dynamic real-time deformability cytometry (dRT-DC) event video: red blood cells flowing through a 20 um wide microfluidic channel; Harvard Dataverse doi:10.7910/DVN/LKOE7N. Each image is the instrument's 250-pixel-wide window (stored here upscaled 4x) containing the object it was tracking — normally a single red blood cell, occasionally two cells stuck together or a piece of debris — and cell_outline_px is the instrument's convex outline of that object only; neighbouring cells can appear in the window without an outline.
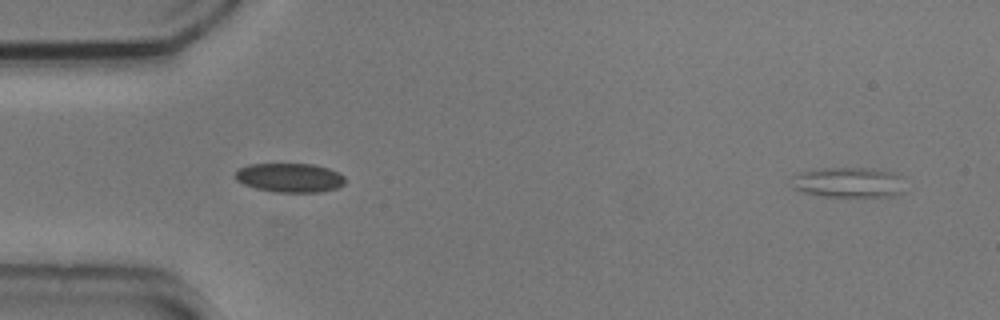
{"species": "common noctule bat (a hibernating species)", "species_latin": "Nyctalus noctula", "temperature_condition": "cold", "stored_images_in_passage": 42, "camera_frame_rate_fps": 3000, "um_per_image_px": 0.085, "animal": {"sex": "male", "body_mass_g": 20.5, "forearm_length_mm": 52.5}, "frame": {"image": 1, "passage_image": 1, "time_ms": 0.0, "image_size_px": [1000, 320], "cell_outline_px": [[904, 192], [896, 196], [824, 196], [804, 192], [792, 188], [788, 184], [792, 176], [800, 172], [812, 168], [872, 168], [892, 172], [900, 176]], "centroid_in_image_um": [72.06, 15.49], "position_along_channel_um": 12.9, "area_um2": 20.29}}
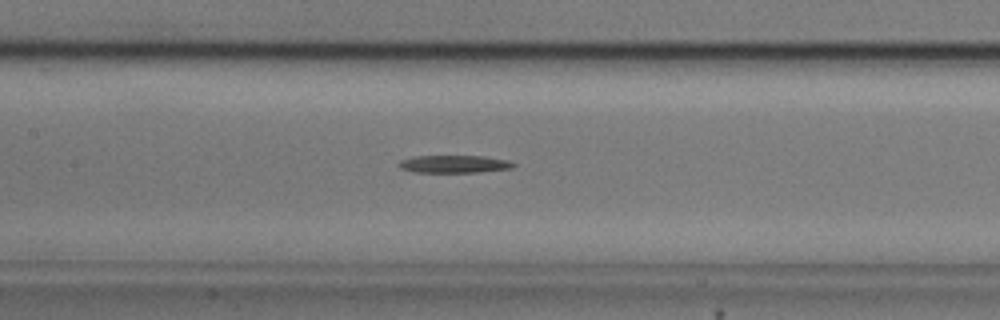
{"frame": {"image": 2, "passage_image": 23, "time_ms": 7.333, "image_size_px": [1000, 320], "cell_outline_px": [[516, 164], [512, 168], [480, 172], [412, 172], [400, 168], [396, 164], [400, 160], [412, 156], [484, 156], [508, 160]], "centroid_in_image_um": [38.56, 13.94], "position_along_channel_um": 168.8, "area_um2": 11.85}}
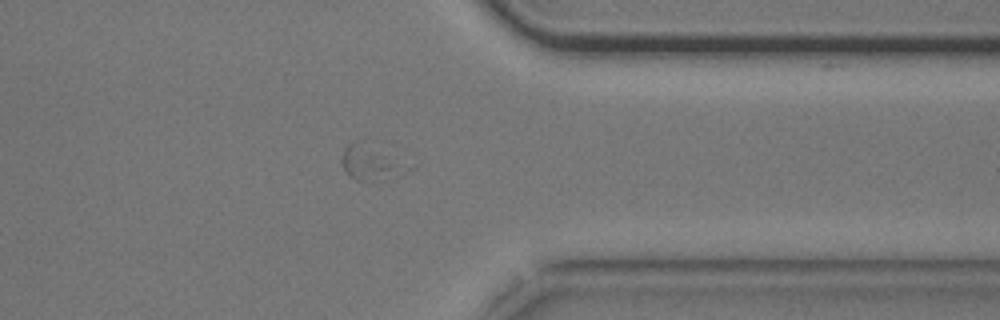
{"frame": {"image": 3, "passage_image": 41, "time_ms": 13.333, "image_size_px": [1000, 320], "cell_outline_px": [[416, 168], [408, 172], [364, 180], [356, 180], [344, 168], [340, 160], [344, 148], [348, 144], [352, 144], [396, 156], [416, 164]], "centroid_in_image_um": [31.67, 13.87], "position_along_channel_um": 379.7, "area_um2": 12.37}}